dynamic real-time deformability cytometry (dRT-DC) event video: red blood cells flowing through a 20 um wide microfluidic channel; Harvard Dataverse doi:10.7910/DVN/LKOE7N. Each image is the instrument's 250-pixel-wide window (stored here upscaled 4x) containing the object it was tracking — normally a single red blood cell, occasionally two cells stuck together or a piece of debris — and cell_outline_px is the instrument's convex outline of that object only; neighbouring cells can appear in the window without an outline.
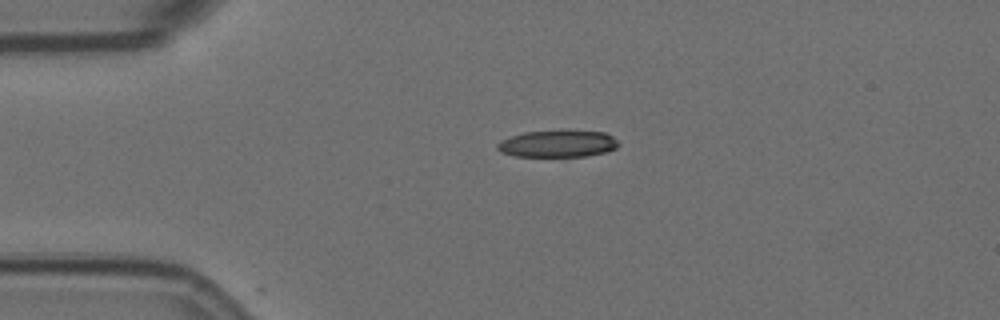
{"species": "Egyptian fruit bat (a non-hibernating species)", "species_latin": "Rousettus aegyptiacus", "temperature_condition": "room temperature", "stored_images_in_passage": 7, "camera_frame_rate_fps": 3000, "um_per_image_px": 0.085, "animal": {"sex": "female"}, "frame": {"image": 1, "passage_image": 1, "time_ms": 0.0, "image_size_px": [1000, 320], "cell_outline_px": [[620, 144], [616, 148], [604, 152], [588, 156], [512, 156], [500, 152], [496, 148], [496, 144], [500, 140], [524, 132], [568, 128], [604, 132], [612, 136]], "centroid_in_image_um": [47.4, 12.18], "position_along_channel_um": 37.6, "area_um2": 19.71}}